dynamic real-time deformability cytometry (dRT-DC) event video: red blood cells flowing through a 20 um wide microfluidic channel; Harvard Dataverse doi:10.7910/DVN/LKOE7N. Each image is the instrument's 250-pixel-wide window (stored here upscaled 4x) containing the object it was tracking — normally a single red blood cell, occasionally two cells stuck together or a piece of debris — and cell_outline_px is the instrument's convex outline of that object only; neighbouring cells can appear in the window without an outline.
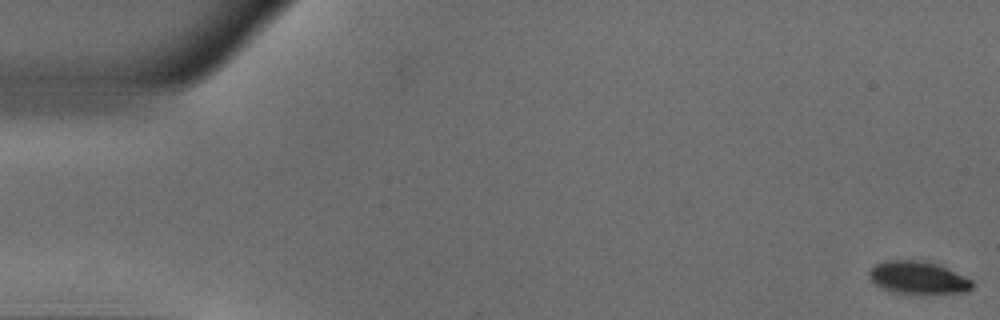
{"species": "common noctule bat (a hibernating species)", "species_latin": "Nyctalus noctula", "temperature_condition": "warm", "stored_images_in_passage": 52, "camera_frame_rate_fps": 3000, "um_per_image_px": 0.085, "animal": {"sex": "male", "body_mass_g": 18.8}, "frame": {"image": 1, "passage_image": 1, "time_ms": 0.0, "image_size_px": [1000, 320], "cell_outline_px": [[972, 288], [968, 292], [900, 292], [884, 288], [876, 284], [868, 276], [868, 272], [876, 264], [888, 260], [924, 260], [936, 264], [968, 276], [972, 280]], "centroid_in_image_um": [78.07, 23.56], "position_along_channel_um": 6.9, "area_um2": 19.07}}
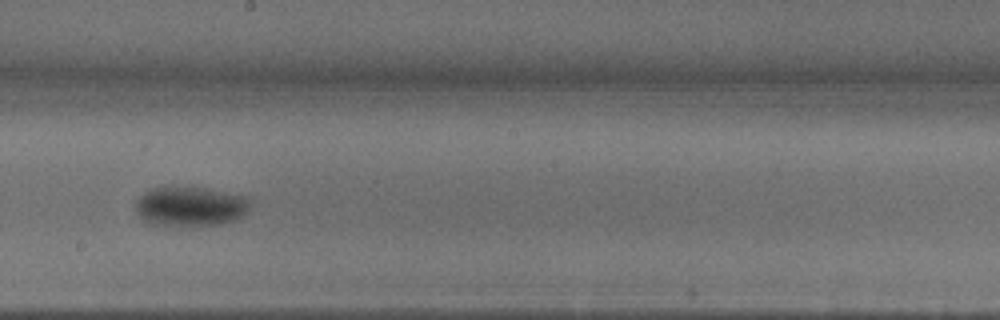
{"frame": {"image": 2, "passage_image": 29, "time_ms": 9.333, "image_size_px": [1000, 320], "cell_outline_px": [[252, 204], [248, 212], [232, 220], [220, 224], [192, 228], [184, 228], [152, 224], [144, 220], [136, 212], [136, 200], [144, 192], [152, 188], [176, 184], [192, 184], [252, 196]], "centroid_in_image_um": [16.23, 17.5], "position_along_channel_um": 232.0, "area_um2": 28.5}}
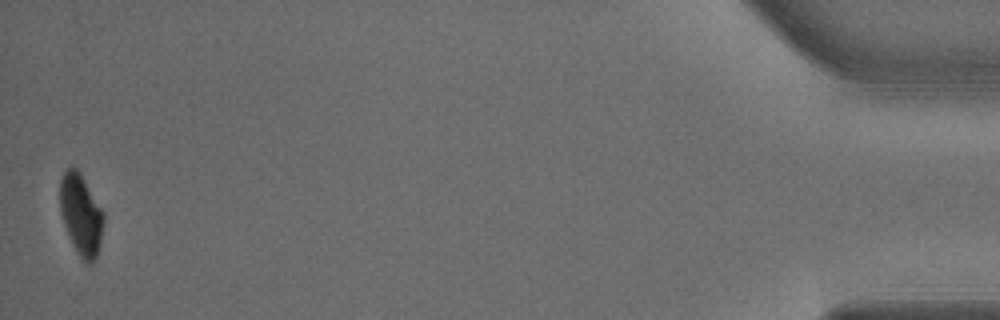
{"frame": {"image": 3, "passage_image": 51, "time_ms": 16.667, "image_size_px": [1000, 320], "cell_outline_px": [[104, 220], [100, 244], [96, 256], [88, 264], [76, 252], [72, 244], [64, 224], [60, 212], [60, 180], [64, 172], [72, 164], [80, 172], [104, 212]], "centroid_in_image_um": [6.88, 18.2], "position_along_channel_um": 428.3, "area_um2": 20.52}}